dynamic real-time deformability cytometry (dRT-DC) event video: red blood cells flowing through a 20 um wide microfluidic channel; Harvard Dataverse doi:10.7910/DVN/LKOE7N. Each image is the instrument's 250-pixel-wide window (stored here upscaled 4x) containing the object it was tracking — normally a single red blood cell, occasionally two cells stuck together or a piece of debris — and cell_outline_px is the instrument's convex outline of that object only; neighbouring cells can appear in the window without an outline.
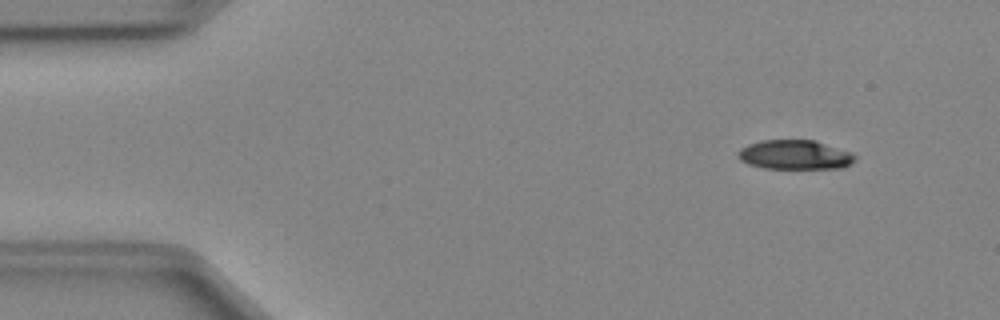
{"species": "Egyptian fruit bat (a non-hibernating species)", "species_latin": "Rousettus aegyptiacus", "temperature_condition": "cold", "stored_images_in_passage": 13, "camera_frame_rate_fps": 3000, "um_per_image_px": 0.085, "animal": {"sex": "female"}, "frame": {"image": 1, "passage_image": 3, "time_ms": 0.667, "image_size_px": [1000, 320], "cell_outline_px": [[856, 160], [852, 164], [844, 168], [764, 168], [748, 164], [740, 160], [736, 156], [736, 152], [740, 148], [748, 144], [760, 140], [816, 140], [852, 152], [856, 156]], "centroid_in_image_um": [67.57, 13.15], "position_along_channel_um": 17.4, "area_um2": 20.35}}